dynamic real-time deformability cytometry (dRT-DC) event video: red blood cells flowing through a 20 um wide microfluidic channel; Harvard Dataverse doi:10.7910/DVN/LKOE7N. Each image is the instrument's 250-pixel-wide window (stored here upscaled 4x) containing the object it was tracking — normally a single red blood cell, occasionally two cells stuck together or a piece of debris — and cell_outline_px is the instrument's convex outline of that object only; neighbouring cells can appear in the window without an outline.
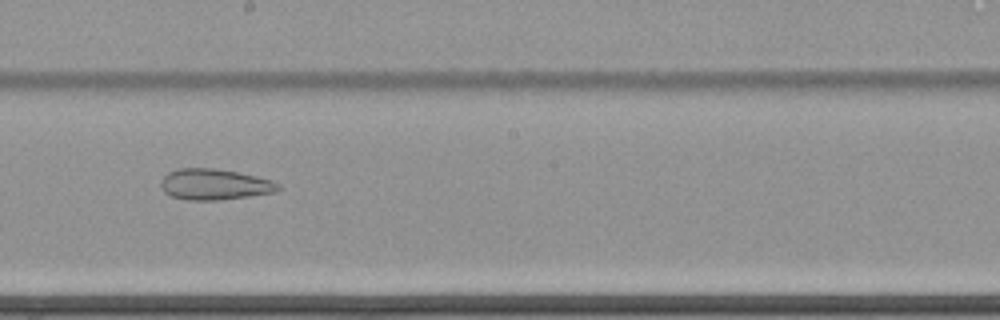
{"species": "common noctule bat (a hibernating species)", "species_latin": "Nyctalus noctula", "temperature_condition": "cold", "stored_images_in_passage": 62, "camera_frame_rate_fps": 3000, "um_per_image_px": 0.085, "animal": {"sex": "female", "body_mass_g": 22.7, "forearm_length_mm": 54.2}, "frame": {"image": 1, "passage_image": 37, "time_ms": 12.0, "image_size_px": [1000, 320], "cell_outline_px": [[280, 188], [276, 192], [220, 200], [188, 200], [172, 196], [164, 192], [160, 188], [160, 180], [168, 172], [176, 168], [212, 168], [236, 172], [256, 176], [272, 180], [280, 184]], "centroid_in_image_um": [18.2, 15.67], "position_along_channel_um": 230.0, "area_um2": 21.21}}
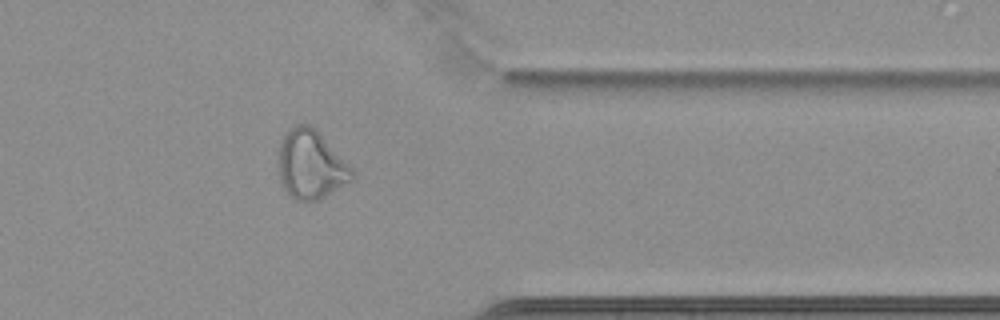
{"frame": {"image": 2, "passage_image": 51, "time_ms": 16.667, "image_size_px": [1000, 320], "cell_outline_px": [[356, 176], [352, 180], [320, 200], [296, 200], [284, 188], [280, 180], [276, 168], [276, 148], [280, 140], [288, 128], [296, 124], [308, 124], [316, 128], [356, 172]], "centroid_in_image_um": [26.38, 13.96], "position_along_channel_um": 385.0, "area_um2": 30.35}}
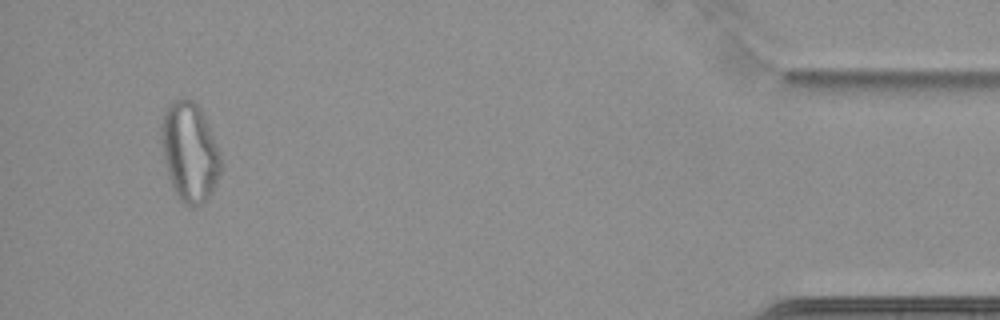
{"frame": {"image": 3, "passage_image": 59, "time_ms": 19.333, "image_size_px": [1000, 320], "cell_outline_px": [[220, 172], [208, 196], [196, 208], [192, 208], [184, 204], [176, 196], [172, 188], [168, 176], [164, 160], [160, 136], [160, 124], [164, 112], [168, 104], [172, 100], [180, 96], [188, 96], [200, 108], [220, 156]], "centroid_in_image_um": [16.05, 12.88], "position_along_channel_um": 419.2, "area_um2": 34.28}}